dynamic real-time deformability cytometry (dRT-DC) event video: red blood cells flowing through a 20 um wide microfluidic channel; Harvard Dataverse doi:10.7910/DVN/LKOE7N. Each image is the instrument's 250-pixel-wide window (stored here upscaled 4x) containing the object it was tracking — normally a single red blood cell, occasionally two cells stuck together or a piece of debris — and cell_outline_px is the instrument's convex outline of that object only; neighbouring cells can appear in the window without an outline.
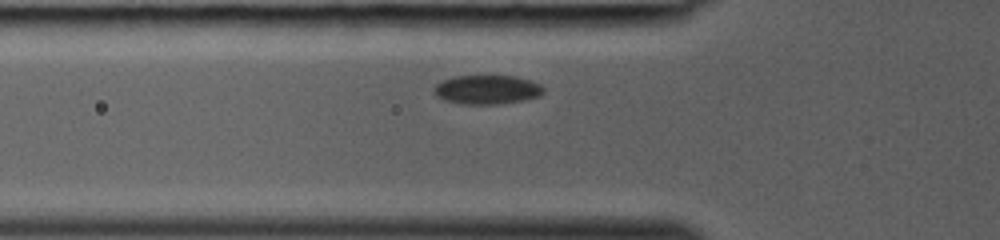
{"species": "common noctule bat (a hibernating species)", "species_latin": "Nyctalus noctula", "temperature_condition": "room temperature", "stored_images_in_passage": 25, "camera_frame_rate_fps": 3000, "um_per_image_px": 0.085, "animal": {"sex": "female", "body_mass_g": 19.0, "forearm_length_mm": 53.3}, "frame": {"image": 1, "passage_image": 3, "time_ms": 0.667, "image_size_px": [1000, 240], "cell_outline_px": [[544, 92], [540, 96], [524, 100], [500, 104], [460, 104], [444, 100], [436, 96], [436, 84], [452, 76], [516, 76], [540, 84], [544, 88]], "centroid_in_image_um": [41.43, 7.62], "position_along_channel_um": 84.4, "area_um2": 18.5}}
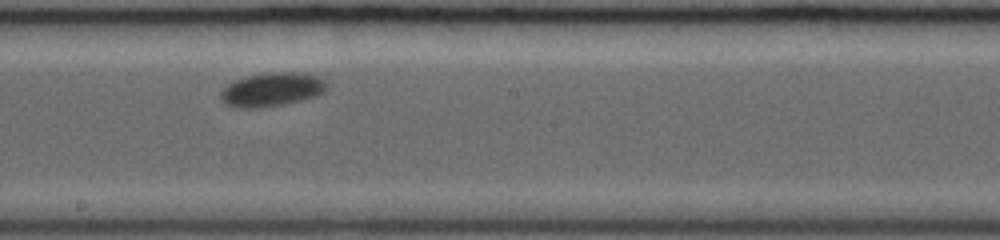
{"frame": {"image": 2, "passage_image": 12, "time_ms": 3.667, "image_size_px": [1000, 240], "cell_outline_px": [[328, 88], [324, 92], [316, 96], [284, 104], [260, 108], [232, 108], [224, 104], [220, 100], [220, 92], [228, 84], [244, 76], [268, 72], [300, 72], [316, 76], [324, 80]], "centroid_in_image_um": [23.07, 7.62], "position_along_channel_um": 225.1, "area_um2": 21.15}}
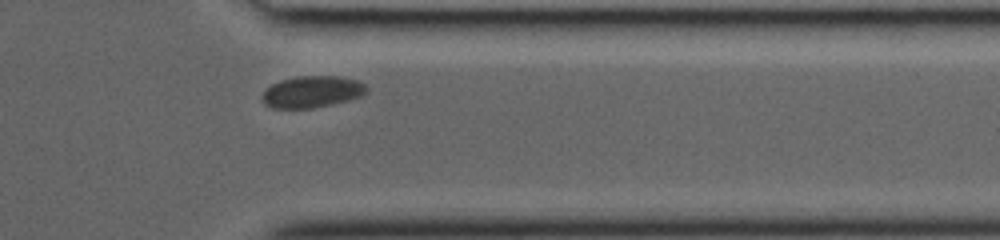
{"frame": {"image": 3, "passage_image": 22, "time_ms": 7.0, "image_size_px": [1000, 240], "cell_outline_px": [[368, 92], [360, 96], [348, 100], [332, 104], [312, 108], [272, 108], [264, 104], [264, 92], [272, 84], [280, 80], [300, 76], [336, 76], [360, 80], [368, 88]], "centroid_in_image_um": [26.57, 7.8], "position_along_channel_um": 384.8, "area_um2": 19.13}}